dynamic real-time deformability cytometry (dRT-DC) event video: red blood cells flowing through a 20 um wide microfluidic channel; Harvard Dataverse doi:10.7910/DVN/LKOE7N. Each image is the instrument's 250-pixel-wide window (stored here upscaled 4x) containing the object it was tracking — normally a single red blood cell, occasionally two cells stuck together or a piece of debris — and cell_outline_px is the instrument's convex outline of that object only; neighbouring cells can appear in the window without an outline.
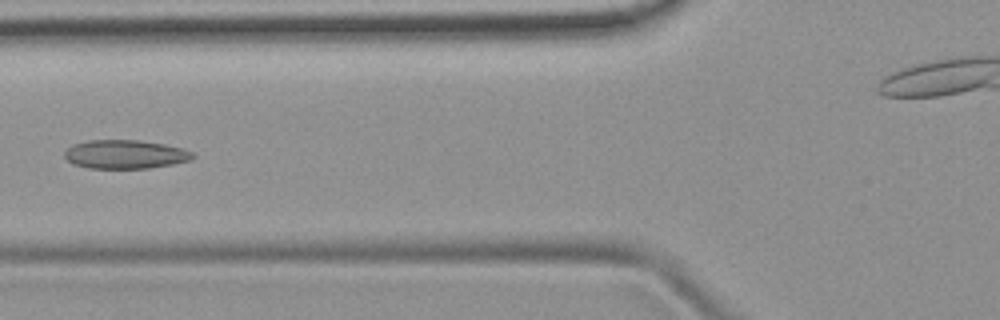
{"species": "common noctule bat (a hibernating species)", "species_latin": "Nyctalus noctula", "temperature_condition": "room temperature", "stored_images_in_passage": 6, "camera_frame_rate_fps": 3000, "um_per_image_px": 0.085, "animal": {"sex": "female", "body_mass_g": 19.9}, "frame": {"image": 1, "passage_image": 4, "time_ms": 3.333, "image_size_px": [1000, 320], "cell_outline_px": [[196, 156], [192, 160], [172, 164], [148, 168], [88, 168], [72, 164], [64, 156], [64, 152], [72, 144], [88, 140], [136, 140], [164, 144], [184, 148], [192, 152]], "centroid_in_image_um": [10.64, 13.11], "position_along_channel_um": 115.2, "area_um2": 21.56}}
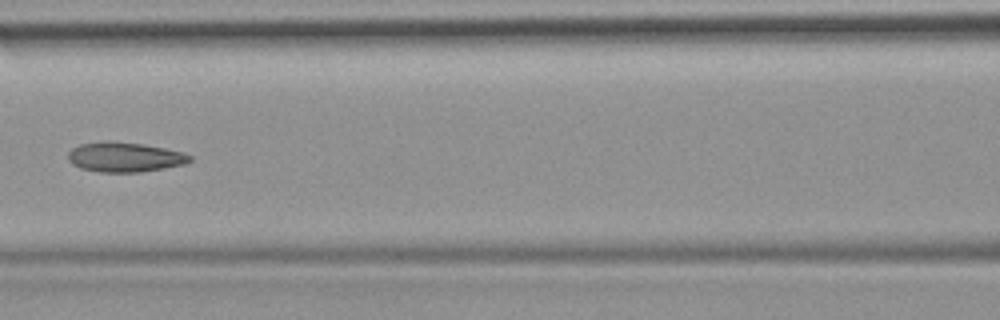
{"frame": {"image": 2, "passage_image": 5, "time_ms": 4.333, "image_size_px": [1000, 320], "cell_outline_px": [[192, 160], [188, 164], [140, 172], [100, 172], [80, 168], [72, 164], [68, 160], [68, 152], [72, 148], [80, 144], [112, 140], [144, 144], [184, 152], [192, 156]], "centroid_in_image_um": [10.62, 13.35], "position_along_channel_um": 156.0, "area_um2": 21.39}}
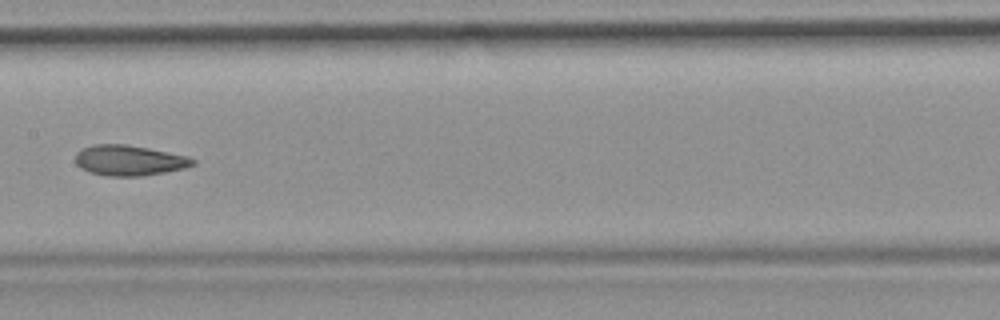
{"frame": {"image": 3, "passage_image": 6, "time_ms": 5.333, "image_size_px": [1000, 320], "cell_outline_px": [[196, 164], [184, 168], [144, 176], [108, 176], [88, 172], [80, 168], [76, 164], [76, 152], [80, 148], [92, 144], [124, 144], [148, 148], [188, 156], [196, 160]], "centroid_in_image_um": [10.95, 13.63], "position_along_channel_um": 196.4, "area_um2": 20.98}}